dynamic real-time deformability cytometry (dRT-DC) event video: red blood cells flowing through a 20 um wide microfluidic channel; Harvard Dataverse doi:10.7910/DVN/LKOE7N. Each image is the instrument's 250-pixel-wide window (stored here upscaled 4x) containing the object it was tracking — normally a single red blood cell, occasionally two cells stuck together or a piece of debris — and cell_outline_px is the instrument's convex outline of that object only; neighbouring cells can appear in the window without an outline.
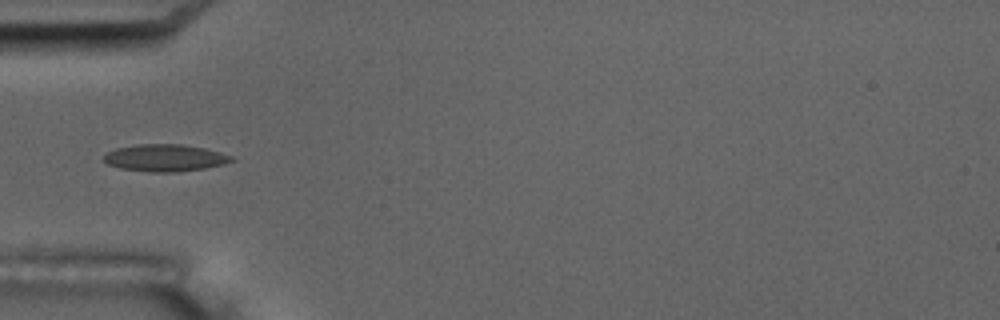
{"species": "common noctule bat (a hibernating species)", "species_latin": "Nyctalus noctula", "temperature_condition": "room temperature", "stored_images_in_passage": 7, "camera_frame_rate_fps": 3000, "um_per_image_px": 0.085, "animal": {"sex": "male", "body_mass_g": 17.5, "forearm_length_mm": 52.3}, "frame": {"image": 1, "passage_image": 5, "time_ms": 4.667, "image_size_px": [1000, 320], "cell_outline_px": [[236, 160], [224, 164], [204, 168], [176, 172], [148, 172], [120, 168], [108, 164], [100, 160], [108, 152], [116, 148], [136, 144], [180, 144], [204, 148], [220, 152], [232, 156]], "centroid_in_image_um": [14.01, 13.42], "position_along_channel_um": 71.0, "area_um2": 20.23}}